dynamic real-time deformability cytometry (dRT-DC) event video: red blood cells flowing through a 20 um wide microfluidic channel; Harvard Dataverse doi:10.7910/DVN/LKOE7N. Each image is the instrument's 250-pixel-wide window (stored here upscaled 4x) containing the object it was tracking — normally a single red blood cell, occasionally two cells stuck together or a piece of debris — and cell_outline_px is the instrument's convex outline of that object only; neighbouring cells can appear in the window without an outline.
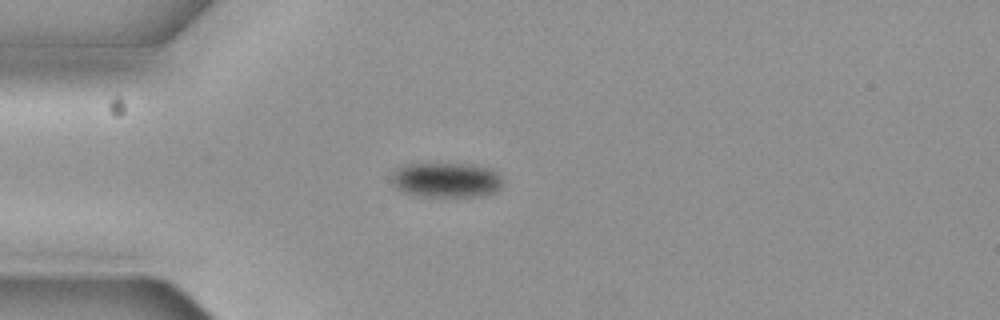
{"species": "common noctule bat (a hibernating species)", "species_latin": "Nyctalus noctula", "temperature_condition": "cold", "stored_images_in_passage": 8, "camera_frame_rate_fps": 3000, "um_per_image_px": 0.085, "animal": {"sex": "female", "body_mass_g": 19.3, "forearm_length_mm": 54.1}, "frame": {"image": 1, "passage_image": 8, "time_ms": 2.333, "image_size_px": [1000, 320], "cell_outline_px": [[504, 180], [500, 188], [496, 192], [476, 196], [424, 196], [404, 192], [396, 188], [392, 180], [392, 172], [396, 168], [404, 164], [472, 164], [492, 168]], "centroid_in_image_um": [37.96, 15.28], "position_along_channel_um": 47.0, "area_um2": 22.66}}